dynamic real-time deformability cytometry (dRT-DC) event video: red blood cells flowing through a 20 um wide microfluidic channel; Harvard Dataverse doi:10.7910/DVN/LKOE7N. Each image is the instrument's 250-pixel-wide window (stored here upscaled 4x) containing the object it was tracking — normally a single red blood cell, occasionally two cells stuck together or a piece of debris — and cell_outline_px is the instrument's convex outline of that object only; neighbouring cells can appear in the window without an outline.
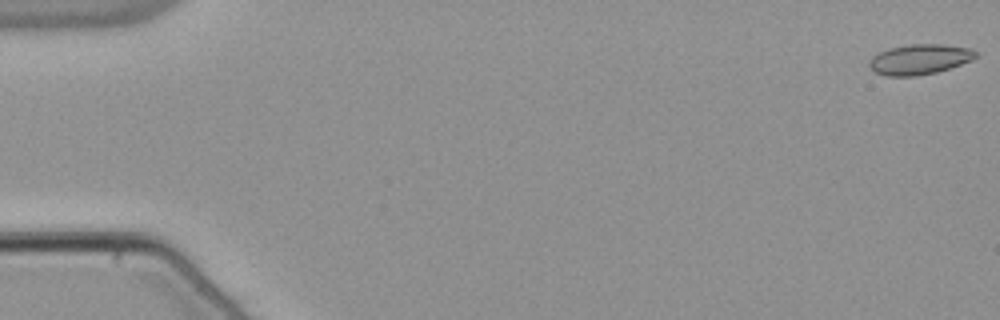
{"species": "common noctule bat (a hibernating species)", "species_latin": "Nyctalus noctula", "temperature_condition": "warm", "stored_images_in_passage": 54, "camera_frame_rate_fps": 3000, "um_per_image_px": 0.085, "animal": {"sex": "male", "body_mass_g": 21.5, "forearm_length_mm": 52.0}, "frame": {"image": 1, "passage_image": 1, "time_ms": 0.0, "image_size_px": [1000, 320], "cell_outline_px": [[976, 56], [972, 60], [936, 72], [916, 76], [888, 76], [876, 72], [868, 64], [872, 56], [888, 48], [908, 44], [944, 44], [972, 48], [976, 52]], "centroid_in_image_um": [78.17, 5.03], "position_along_channel_um": 6.8, "area_um2": 18.67}}
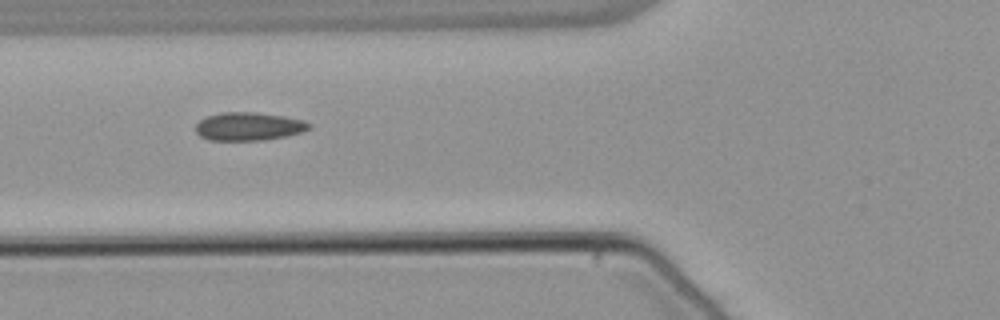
{"frame": {"image": 2, "passage_image": 21, "time_ms": 6.667, "image_size_px": [1000, 320], "cell_outline_px": [[312, 128], [304, 132], [284, 136], [260, 140], [208, 140], [200, 136], [196, 132], [196, 124], [200, 120], [208, 116], [220, 112], [256, 112], [284, 116], [304, 120], [312, 124]], "centroid_in_image_um": [21.17, 10.74], "position_along_channel_um": 104.6, "area_um2": 18.73}}
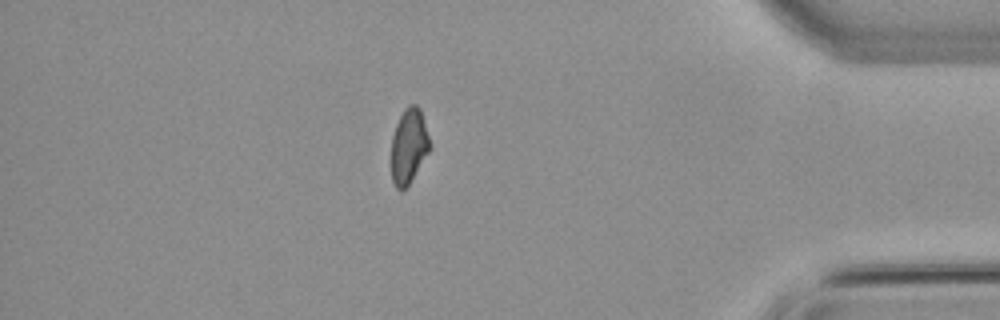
{"frame": {"image": 3, "passage_image": 47, "time_ms": 15.333, "image_size_px": [1000, 320], "cell_outline_px": [[432, 148], [408, 184], [404, 188], [396, 188], [392, 180], [392, 136], [396, 124], [404, 108], [408, 104], [416, 104], [420, 108], [432, 144]], "centroid_in_image_um": [34.78, 12.36], "position_along_channel_um": 400.4, "area_um2": 16.82}, "authors_computed_cell_mechanics": {"area_um2": 18.3226, "velocity_mm_per_s": 3.8387, "shape_relaxation_time_tau1_ms": null, "shape_relaxation_time_tau2_ms": 4.2228, "deformation_change_tau1": null, "deformation_change_tau2": 0.0727}}